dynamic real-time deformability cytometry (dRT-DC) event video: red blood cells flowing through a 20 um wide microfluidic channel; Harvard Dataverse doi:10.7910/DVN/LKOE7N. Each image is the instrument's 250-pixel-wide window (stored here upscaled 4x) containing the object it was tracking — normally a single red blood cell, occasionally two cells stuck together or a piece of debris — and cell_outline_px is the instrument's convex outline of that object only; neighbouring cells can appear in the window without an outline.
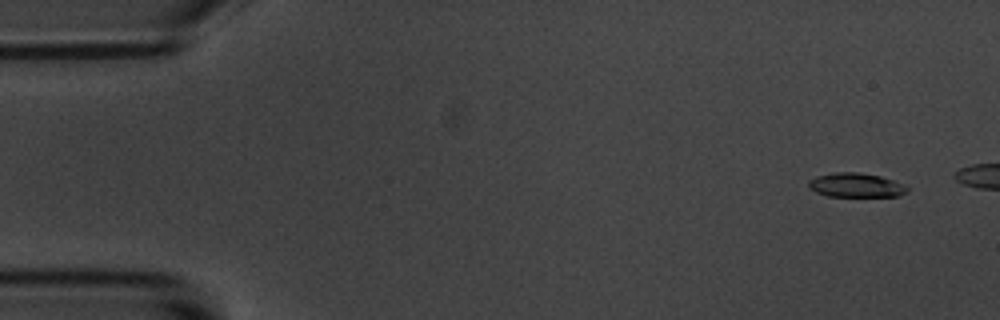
{"species": "common noctule bat (a hibernating species)", "species_latin": "Nyctalus noctula", "temperature_condition": "room temperature", "stored_images_in_passage": 7, "camera_frame_rate_fps": 3000, "um_per_image_px": 0.085, "animal": {"sex": "male", "body_mass_g": 20.1, "forearm_length_mm": 53.5}, "frame": {"image": 1, "passage_image": 2, "time_ms": 1.0, "image_size_px": [1000, 320], "cell_outline_px": [[908, 192], [900, 196], [828, 196], [816, 192], [808, 188], [808, 180], [816, 176], [836, 172], [860, 172], [880, 176], [904, 184], [908, 188]], "centroid_in_image_um": [72.75, 15.74], "position_along_channel_um": 12.3, "area_um2": 13.99}}